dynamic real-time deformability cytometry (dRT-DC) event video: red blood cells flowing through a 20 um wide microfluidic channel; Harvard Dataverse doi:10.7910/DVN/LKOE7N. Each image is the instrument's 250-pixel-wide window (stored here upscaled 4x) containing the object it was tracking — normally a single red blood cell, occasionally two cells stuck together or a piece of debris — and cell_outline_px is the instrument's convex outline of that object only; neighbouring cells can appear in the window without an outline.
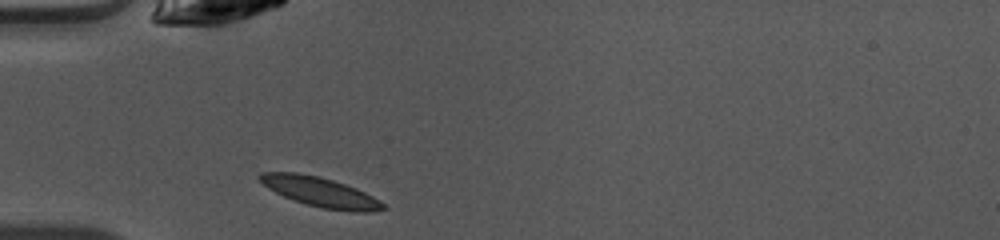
{"species": "common noctule bat (a hibernating species)", "species_latin": "Nyctalus noctula", "temperature_condition": "warm", "stored_images_in_passage": 35, "camera_frame_rate_fps": 3000, "um_per_image_px": 0.085, "animal": {"sex": "female", "body_mass_g": 10.0, "forearm_length_mm": 53.1}, "frame": {"image": 1, "passage_image": 1, "time_ms": 0.0, "image_size_px": [1000, 240], "cell_outline_px": [[388, 208], [372, 212], [348, 212], [324, 208], [308, 204], [284, 196], [268, 188], [256, 176], [260, 172], [296, 172], [320, 176], [356, 188], [380, 200]], "centroid_in_image_um": [27.25, 16.32], "position_along_channel_um": 57.7, "area_um2": 21.21}}
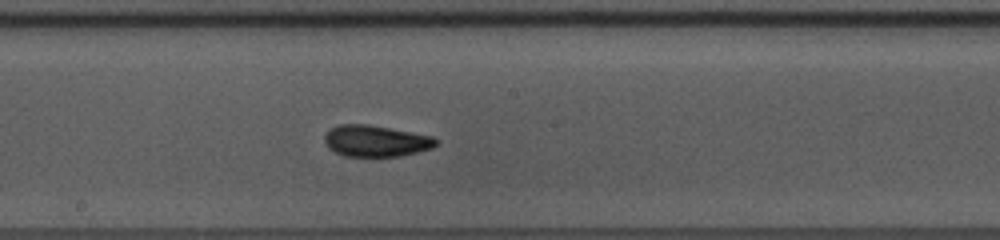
{"frame": {"image": 2, "passage_image": 13, "time_ms": 4.0, "image_size_px": [1000, 240], "cell_outline_px": [[440, 140], [432, 148], [400, 156], [344, 156], [328, 148], [324, 140], [324, 136], [332, 128], [340, 124], [368, 124], [432, 136]], "centroid_in_image_um": [31.95, 11.98], "position_along_channel_um": 216.3, "area_um2": 20.23}}
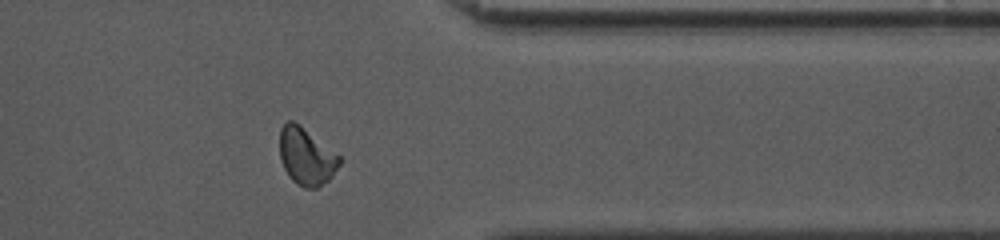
{"frame": {"image": 3, "passage_image": 26, "time_ms": 8.333, "image_size_px": [1000, 240], "cell_outline_px": [[340, 164], [332, 176], [328, 180], [316, 188], [304, 188], [296, 184], [288, 176], [280, 160], [280, 128], [288, 120], [292, 120], [300, 124], [340, 156]], "centroid_in_image_um": [26.02, 13.29], "position_along_channel_um": 385.4, "area_um2": 19.94}, "authors_computed_cell_mechanics": {"area_um2": 19.8254, "velocity_mm_per_s": 4.0798, "shape_relaxation_time_tau1_ms": 3.3211, "shape_relaxation_time_tau2_ms": 2.2428, "deformation_change_tau1": 0.146, "deformation_change_tau2": 0.0626}}